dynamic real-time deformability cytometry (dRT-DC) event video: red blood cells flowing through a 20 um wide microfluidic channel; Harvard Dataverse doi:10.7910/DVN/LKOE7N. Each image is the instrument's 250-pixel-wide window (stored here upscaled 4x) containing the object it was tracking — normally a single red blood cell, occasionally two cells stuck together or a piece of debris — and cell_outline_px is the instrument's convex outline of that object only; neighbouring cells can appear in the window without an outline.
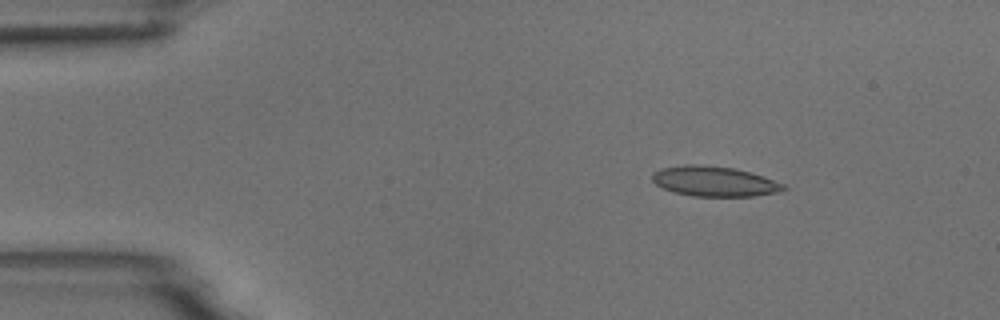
{"species": "common noctule bat (a hibernating species)", "species_latin": "Nyctalus noctula", "temperature_condition": "room temperature", "stored_images_in_passage": 3, "camera_frame_rate_fps": 3000, "um_per_image_px": 0.085, "animal": {"sex": "male", "body_mass_g": 18.8}, "frame": {"image": 1, "passage_image": 3, "time_ms": 3.0, "image_size_px": [1000, 320], "cell_outline_px": [[788, 188], [784, 192], [752, 196], [692, 196], [672, 192], [656, 184], [652, 180], [652, 176], [660, 168], [684, 164], [700, 164], [736, 168], [784, 184]], "centroid_in_image_um": [60.72, 15.42], "position_along_channel_um": 24.3, "area_um2": 23.06}}